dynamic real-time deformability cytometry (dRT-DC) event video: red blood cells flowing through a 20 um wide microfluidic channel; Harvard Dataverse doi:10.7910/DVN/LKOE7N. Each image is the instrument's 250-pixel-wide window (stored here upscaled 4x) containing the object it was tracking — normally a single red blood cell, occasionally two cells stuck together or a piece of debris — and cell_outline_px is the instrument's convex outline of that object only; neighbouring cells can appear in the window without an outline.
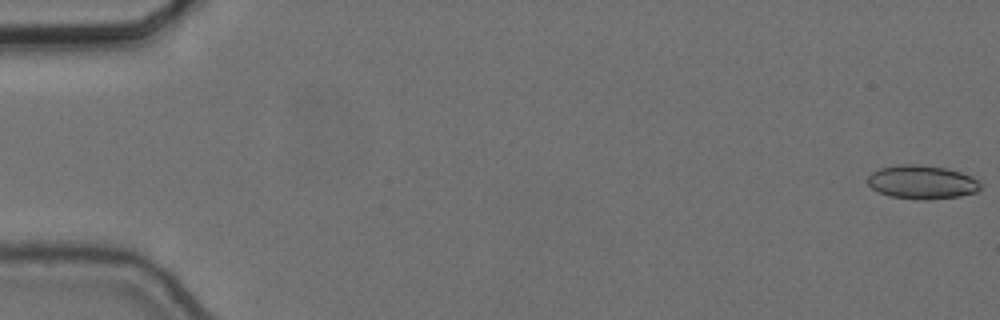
{"species": "common noctule bat (a hibernating species)", "species_latin": "Nyctalus noctula", "temperature_condition": "cold", "stored_images_in_passage": 53, "camera_frame_rate_fps": 3000, "um_per_image_px": 0.085, "animal": {"sex": "female", "body_mass_g": 24.6, "forearm_length_mm": 56.2}, "frame": {"image": 1, "passage_image": 1, "time_ms": 0.0, "image_size_px": [1000, 320], "cell_outline_px": [[980, 188], [976, 192], [960, 196], [924, 200], [888, 196], [872, 188], [868, 184], [868, 176], [872, 172], [880, 168], [896, 164], [920, 164], [944, 168], [960, 172], [972, 176], [980, 184]], "centroid_in_image_um": [78.34, 15.47], "position_along_channel_um": 6.7, "area_um2": 22.08}}
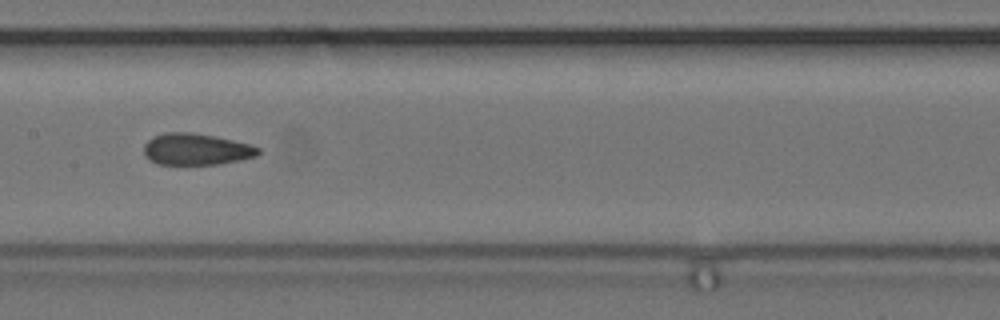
{"frame": {"image": 2, "passage_image": 29, "time_ms": 9.333, "image_size_px": [1000, 320], "cell_outline_px": [[260, 152], [256, 156], [240, 160], [216, 164], [156, 164], [148, 160], [144, 156], [144, 144], [152, 136], [164, 132], [192, 132], [232, 140], [248, 144], [260, 148]], "centroid_in_image_um": [16.61, 12.68], "position_along_channel_um": 190.8, "area_um2": 21.04}}
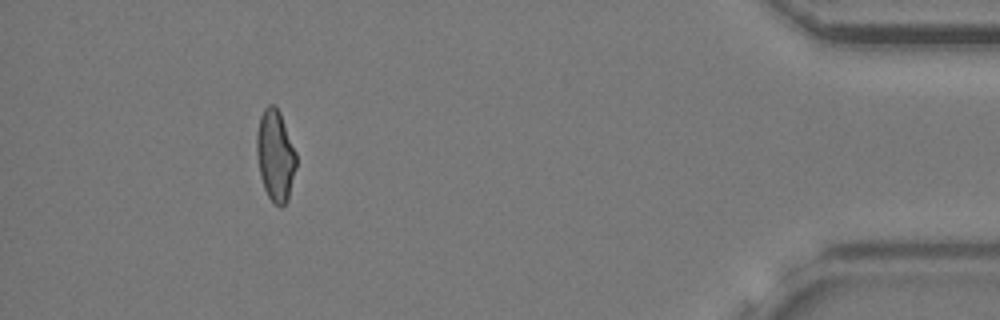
{"frame": {"image": 3, "passage_image": 52, "time_ms": 17.0, "image_size_px": [1000, 320], "cell_outline_px": [[296, 168], [288, 200], [280, 208], [268, 196], [264, 188], [260, 176], [256, 152], [256, 132], [260, 116], [264, 108], [268, 104], [276, 104], [280, 112], [296, 152]], "centroid_in_image_um": [23.4, 13.19], "position_along_channel_um": 411.8, "area_um2": 21.21}}